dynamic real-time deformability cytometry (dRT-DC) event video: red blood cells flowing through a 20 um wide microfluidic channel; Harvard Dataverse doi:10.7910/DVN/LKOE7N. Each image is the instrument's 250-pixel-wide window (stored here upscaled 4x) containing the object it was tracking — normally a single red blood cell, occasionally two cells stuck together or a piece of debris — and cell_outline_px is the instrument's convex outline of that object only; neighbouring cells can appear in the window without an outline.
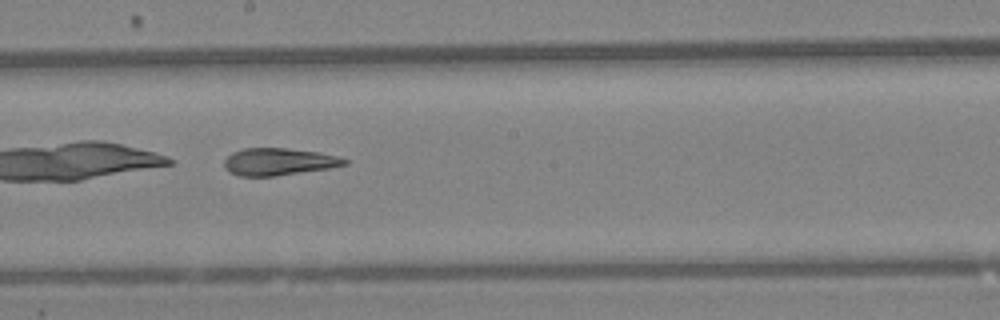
{"species": "Egyptian fruit bat (a non-hibernating species)", "species_latin": "Rousettus aegyptiacus", "temperature_condition": "warm", "stored_images_in_passage": 45, "camera_frame_rate_fps": 3000, "um_per_image_px": 0.085, "animal": {"sex": "female"}, "frame": {"image": 1, "passage_image": 26, "time_ms": 8.333, "image_size_px": [1000, 320], "cell_outline_px": [[348, 164], [328, 168], [272, 176], [240, 176], [232, 172], [224, 164], [224, 160], [232, 152], [244, 148], [288, 148], [320, 152], [340, 156], [348, 160]], "centroid_in_image_um": [23.73, 13.72], "position_along_channel_um": 224.5, "area_um2": 18.9}}
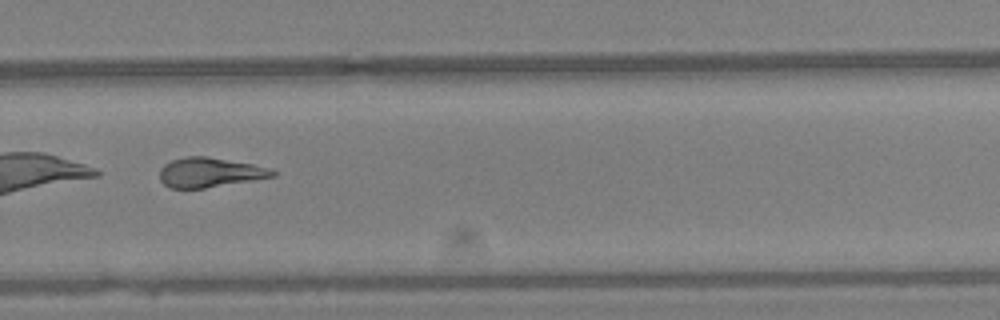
{"frame": {"image": 2, "passage_image": 32, "time_ms": 10.333, "image_size_px": [1000, 320], "cell_outline_px": [[276, 176], [204, 188], [168, 188], [160, 180], [160, 168], [164, 164], [172, 160], [184, 156], [204, 156], [252, 164], [272, 168], [276, 172]], "centroid_in_image_um": [17.81, 14.65], "position_along_channel_um": 312.0, "area_um2": 19.42}, "authors_computed_cell_mechanics": {"area_um2": 21.7328, "velocity_mm_per_s": 4.3627, "shape_relaxation_time_tau1_ms": 2.0727, "shape_relaxation_time_tau2_ms": 4.3256, "deformation_change_tau1": 0.2523, "deformation_change_tau2": 0.1289}}